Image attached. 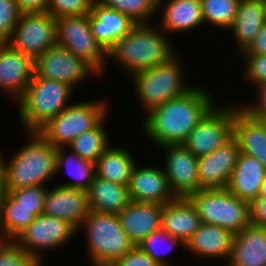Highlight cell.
Listing matches in <instances>:
<instances>
[{
    "label": "cell",
    "mask_w": 266,
    "mask_h": 266,
    "mask_svg": "<svg viewBox=\"0 0 266 266\" xmlns=\"http://www.w3.org/2000/svg\"><path fill=\"white\" fill-rule=\"evenodd\" d=\"M86 193L90 211L119 214L131 202L128 186L97 176Z\"/></svg>",
    "instance_id": "484cf974"
},
{
    "label": "cell",
    "mask_w": 266,
    "mask_h": 266,
    "mask_svg": "<svg viewBox=\"0 0 266 266\" xmlns=\"http://www.w3.org/2000/svg\"><path fill=\"white\" fill-rule=\"evenodd\" d=\"M21 14L17 0H0V42L12 36Z\"/></svg>",
    "instance_id": "f35d334b"
},
{
    "label": "cell",
    "mask_w": 266,
    "mask_h": 266,
    "mask_svg": "<svg viewBox=\"0 0 266 266\" xmlns=\"http://www.w3.org/2000/svg\"><path fill=\"white\" fill-rule=\"evenodd\" d=\"M104 119L93 129L75 138L68 148L84 160L96 163L109 147V136L105 130Z\"/></svg>",
    "instance_id": "1f68e13d"
},
{
    "label": "cell",
    "mask_w": 266,
    "mask_h": 266,
    "mask_svg": "<svg viewBox=\"0 0 266 266\" xmlns=\"http://www.w3.org/2000/svg\"><path fill=\"white\" fill-rule=\"evenodd\" d=\"M243 55H259L266 54V23L255 36V39L242 52Z\"/></svg>",
    "instance_id": "7bdbcfd3"
},
{
    "label": "cell",
    "mask_w": 266,
    "mask_h": 266,
    "mask_svg": "<svg viewBox=\"0 0 266 266\" xmlns=\"http://www.w3.org/2000/svg\"><path fill=\"white\" fill-rule=\"evenodd\" d=\"M234 106L214 107L183 143L196 157L207 155L233 138Z\"/></svg>",
    "instance_id": "8fae6325"
},
{
    "label": "cell",
    "mask_w": 266,
    "mask_h": 266,
    "mask_svg": "<svg viewBox=\"0 0 266 266\" xmlns=\"http://www.w3.org/2000/svg\"><path fill=\"white\" fill-rule=\"evenodd\" d=\"M89 23L94 38L106 52L136 25L127 15L95 1L91 5Z\"/></svg>",
    "instance_id": "d6986e66"
},
{
    "label": "cell",
    "mask_w": 266,
    "mask_h": 266,
    "mask_svg": "<svg viewBox=\"0 0 266 266\" xmlns=\"http://www.w3.org/2000/svg\"><path fill=\"white\" fill-rule=\"evenodd\" d=\"M233 138L240 153L254 157L266 169V127L259 118L248 115L241 107H234Z\"/></svg>",
    "instance_id": "44dd1931"
},
{
    "label": "cell",
    "mask_w": 266,
    "mask_h": 266,
    "mask_svg": "<svg viewBox=\"0 0 266 266\" xmlns=\"http://www.w3.org/2000/svg\"><path fill=\"white\" fill-rule=\"evenodd\" d=\"M228 266H266V228L250 224L235 234Z\"/></svg>",
    "instance_id": "cb8c5ba5"
},
{
    "label": "cell",
    "mask_w": 266,
    "mask_h": 266,
    "mask_svg": "<svg viewBox=\"0 0 266 266\" xmlns=\"http://www.w3.org/2000/svg\"><path fill=\"white\" fill-rule=\"evenodd\" d=\"M72 91L67 83L33 74L24 94L17 99L21 124L28 132L38 131L69 106Z\"/></svg>",
    "instance_id": "277c9868"
},
{
    "label": "cell",
    "mask_w": 266,
    "mask_h": 266,
    "mask_svg": "<svg viewBox=\"0 0 266 266\" xmlns=\"http://www.w3.org/2000/svg\"><path fill=\"white\" fill-rule=\"evenodd\" d=\"M264 9H265V16H266V0H264Z\"/></svg>",
    "instance_id": "681fc988"
},
{
    "label": "cell",
    "mask_w": 266,
    "mask_h": 266,
    "mask_svg": "<svg viewBox=\"0 0 266 266\" xmlns=\"http://www.w3.org/2000/svg\"><path fill=\"white\" fill-rule=\"evenodd\" d=\"M78 231L69 222L39 214L13 241L37 262H42L38 249H53L68 242Z\"/></svg>",
    "instance_id": "7c38bea8"
},
{
    "label": "cell",
    "mask_w": 266,
    "mask_h": 266,
    "mask_svg": "<svg viewBox=\"0 0 266 266\" xmlns=\"http://www.w3.org/2000/svg\"><path fill=\"white\" fill-rule=\"evenodd\" d=\"M201 223L217 225L237 234L250 223V205L226 188L201 189L187 197Z\"/></svg>",
    "instance_id": "8992f818"
},
{
    "label": "cell",
    "mask_w": 266,
    "mask_h": 266,
    "mask_svg": "<svg viewBox=\"0 0 266 266\" xmlns=\"http://www.w3.org/2000/svg\"><path fill=\"white\" fill-rule=\"evenodd\" d=\"M162 3L163 0H158V9L165 5L161 8L164 10L160 28L167 33L195 29L204 23L201 0H169L166 4Z\"/></svg>",
    "instance_id": "4316f807"
},
{
    "label": "cell",
    "mask_w": 266,
    "mask_h": 266,
    "mask_svg": "<svg viewBox=\"0 0 266 266\" xmlns=\"http://www.w3.org/2000/svg\"><path fill=\"white\" fill-rule=\"evenodd\" d=\"M105 106L102 101L69 105L38 132L56 148L66 147L82 133L95 128L105 118Z\"/></svg>",
    "instance_id": "ba28073f"
},
{
    "label": "cell",
    "mask_w": 266,
    "mask_h": 266,
    "mask_svg": "<svg viewBox=\"0 0 266 266\" xmlns=\"http://www.w3.org/2000/svg\"><path fill=\"white\" fill-rule=\"evenodd\" d=\"M239 155L238 143L232 138L215 151L198 157L200 190L226 188Z\"/></svg>",
    "instance_id": "9a60e30c"
},
{
    "label": "cell",
    "mask_w": 266,
    "mask_h": 266,
    "mask_svg": "<svg viewBox=\"0 0 266 266\" xmlns=\"http://www.w3.org/2000/svg\"><path fill=\"white\" fill-rule=\"evenodd\" d=\"M82 225L87 230L92 266H110L135 246L121 227L118 214L89 211Z\"/></svg>",
    "instance_id": "5b68a950"
},
{
    "label": "cell",
    "mask_w": 266,
    "mask_h": 266,
    "mask_svg": "<svg viewBox=\"0 0 266 266\" xmlns=\"http://www.w3.org/2000/svg\"><path fill=\"white\" fill-rule=\"evenodd\" d=\"M182 73V67L175 56L165 64L133 74L136 91L148 113L192 88L184 86Z\"/></svg>",
    "instance_id": "52a82bcc"
},
{
    "label": "cell",
    "mask_w": 266,
    "mask_h": 266,
    "mask_svg": "<svg viewBox=\"0 0 266 266\" xmlns=\"http://www.w3.org/2000/svg\"><path fill=\"white\" fill-rule=\"evenodd\" d=\"M258 90V103H254L255 105L246 106L241 108L248 115L253 117H259L261 114L266 113V83L256 85Z\"/></svg>",
    "instance_id": "ee69618b"
},
{
    "label": "cell",
    "mask_w": 266,
    "mask_h": 266,
    "mask_svg": "<svg viewBox=\"0 0 266 266\" xmlns=\"http://www.w3.org/2000/svg\"><path fill=\"white\" fill-rule=\"evenodd\" d=\"M29 133L33 140L18 150L8 163L4 162V189L45 186L44 182L57 173V148L38 131Z\"/></svg>",
    "instance_id": "3957f363"
},
{
    "label": "cell",
    "mask_w": 266,
    "mask_h": 266,
    "mask_svg": "<svg viewBox=\"0 0 266 266\" xmlns=\"http://www.w3.org/2000/svg\"><path fill=\"white\" fill-rule=\"evenodd\" d=\"M234 235L223 227L201 223L185 244L186 249L203 258L230 259Z\"/></svg>",
    "instance_id": "603a6c76"
},
{
    "label": "cell",
    "mask_w": 266,
    "mask_h": 266,
    "mask_svg": "<svg viewBox=\"0 0 266 266\" xmlns=\"http://www.w3.org/2000/svg\"><path fill=\"white\" fill-rule=\"evenodd\" d=\"M34 74L41 78L67 83L73 88L89 75H97L82 59L58 45L47 49L34 60Z\"/></svg>",
    "instance_id": "4fadbf2b"
},
{
    "label": "cell",
    "mask_w": 266,
    "mask_h": 266,
    "mask_svg": "<svg viewBox=\"0 0 266 266\" xmlns=\"http://www.w3.org/2000/svg\"><path fill=\"white\" fill-rule=\"evenodd\" d=\"M45 186H31L20 189H4L9 192L19 205L26 208H34V214L37 216L44 211V202L47 189Z\"/></svg>",
    "instance_id": "74e56055"
},
{
    "label": "cell",
    "mask_w": 266,
    "mask_h": 266,
    "mask_svg": "<svg viewBox=\"0 0 266 266\" xmlns=\"http://www.w3.org/2000/svg\"><path fill=\"white\" fill-rule=\"evenodd\" d=\"M49 0H17L22 13H46Z\"/></svg>",
    "instance_id": "f6af8a7d"
},
{
    "label": "cell",
    "mask_w": 266,
    "mask_h": 266,
    "mask_svg": "<svg viewBox=\"0 0 266 266\" xmlns=\"http://www.w3.org/2000/svg\"><path fill=\"white\" fill-rule=\"evenodd\" d=\"M214 105L208 91L192 86L182 96L170 99L147 113L142 127L155 144H183Z\"/></svg>",
    "instance_id": "6da1fadb"
},
{
    "label": "cell",
    "mask_w": 266,
    "mask_h": 266,
    "mask_svg": "<svg viewBox=\"0 0 266 266\" xmlns=\"http://www.w3.org/2000/svg\"><path fill=\"white\" fill-rule=\"evenodd\" d=\"M241 0H201L204 23L231 28Z\"/></svg>",
    "instance_id": "836d02e7"
},
{
    "label": "cell",
    "mask_w": 266,
    "mask_h": 266,
    "mask_svg": "<svg viewBox=\"0 0 266 266\" xmlns=\"http://www.w3.org/2000/svg\"><path fill=\"white\" fill-rule=\"evenodd\" d=\"M159 29L149 22L136 24L108 50L107 58L117 60L121 67L133 74L167 63L176 54L168 39L166 40V32Z\"/></svg>",
    "instance_id": "7a4b0ae2"
},
{
    "label": "cell",
    "mask_w": 266,
    "mask_h": 266,
    "mask_svg": "<svg viewBox=\"0 0 266 266\" xmlns=\"http://www.w3.org/2000/svg\"><path fill=\"white\" fill-rule=\"evenodd\" d=\"M56 19L49 13H22L6 41L33 60L57 45Z\"/></svg>",
    "instance_id": "30bf717a"
},
{
    "label": "cell",
    "mask_w": 266,
    "mask_h": 266,
    "mask_svg": "<svg viewBox=\"0 0 266 266\" xmlns=\"http://www.w3.org/2000/svg\"><path fill=\"white\" fill-rule=\"evenodd\" d=\"M94 0H49L46 13L55 19L68 16L89 15Z\"/></svg>",
    "instance_id": "d590c367"
},
{
    "label": "cell",
    "mask_w": 266,
    "mask_h": 266,
    "mask_svg": "<svg viewBox=\"0 0 266 266\" xmlns=\"http://www.w3.org/2000/svg\"><path fill=\"white\" fill-rule=\"evenodd\" d=\"M260 121L264 124V126L266 127V113L261 114L259 117Z\"/></svg>",
    "instance_id": "c3c4849f"
},
{
    "label": "cell",
    "mask_w": 266,
    "mask_h": 266,
    "mask_svg": "<svg viewBox=\"0 0 266 266\" xmlns=\"http://www.w3.org/2000/svg\"><path fill=\"white\" fill-rule=\"evenodd\" d=\"M135 165L128 150L110 146L95 163L96 176L128 186Z\"/></svg>",
    "instance_id": "f546056e"
},
{
    "label": "cell",
    "mask_w": 266,
    "mask_h": 266,
    "mask_svg": "<svg viewBox=\"0 0 266 266\" xmlns=\"http://www.w3.org/2000/svg\"><path fill=\"white\" fill-rule=\"evenodd\" d=\"M85 190L59 185L47 189L43 214L69 222L77 230L89 214Z\"/></svg>",
    "instance_id": "2e32d148"
},
{
    "label": "cell",
    "mask_w": 266,
    "mask_h": 266,
    "mask_svg": "<svg viewBox=\"0 0 266 266\" xmlns=\"http://www.w3.org/2000/svg\"><path fill=\"white\" fill-rule=\"evenodd\" d=\"M35 217L34 208L19 205V202L5 191L0 199V240H14Z\"/></svg>",
    "instance_id": "f1b7e54d"
},
{
    "label": "cell",
    "mask_w": 266,
    "mask_h": 266,
    "mask_svg": "<svg viewBox=\"0 0 266 266\" xmlns=\"http://www.w3.org/2000/svg\"><path fill=\"white\" fill-rule=\"evenodd\" d=\"M167 151L164 172L176 197H188L200 190L198 157L184 144L161 146Z\"/></svg>",
    "instance_id": "5bb4252c"
},
{
    "label": "cell",
    "mask_w": 266,
    "mask_h": 266,
    "mask_svg": "<svg viewBox=\"0 0 266 266\" xmlns=\"http://www.w3.org/2000/svg\"><path fill=\"white\" fill-rule=\"evenodd\" d=\"M127 15L136 24H147L148 19L158 10V0H94ZM149 17V18H148Z\"/></svg>",
    "instance_id": "d6a6232c"
},
{
    "label": "cell",
    "mask_w": 266,
    "mask_h": 266,
    "mask_svg": "<svg viewBox=\"0 0 266 266\" xmlns=\"http://www.w3.org/2000/svg\"><path fill=\"white\" fill-rule=\"evenodd\" d=\"M266 169L257 159L240 153L226 189L249 204L258 198Z\"/></svg>",
    "instance_id": "d4e9b609"
},
{
    "label": "cell",
    "mask_w": 266,
    "mask_h": 266,
    "mask_svg": "<svg viewBox=\"0 0 266 266\" xmlns=\"http://www.w3.org/2000/svg\"><path fill=\"white\" fill-rule=\"evenodd\" d=\"M5 191H0V199H1V196L4 194Z\"/></svg>",
    "instance_id": "f907efd6"
},
{
    "label": "cell",
    "mask_w": 266,
    "mask_h": 266,
    "mask_svg": "<svg viewBox=\"0 0 266 266\" xmlns=\"http://www.w3.org/2000/svg\"><path fill=\"white\" fill-rule=\"evenodd\" d=\"M163 241H166L169 244L168 246L166 245L168 248H165V250L164 248L160 249L161 243ZM178 244L185 247V244L180 239L172 237L163 229H159L155 232H152L138 246L161 265L170 266V264H168L169 262L167 260H164L165 258L162 257L163 253L169 252L174 246Z\"/></svg>",
    "instance_id": "e575fe53"
},
{
    "label": "cell",
    "mask_w": 266,
    "mask_h": 266,
    "mask_svg": "<svg viewBox=\"0 0 266 266\" xmlns=\"http://www.w3.org/2000/svg\"><path fill=\"white\" fill-rule=\"evenodd\" d=\"M2 156L0 155V191L4 190V162Z\"/></svg>",
    "instance_id": "bcb514c9"
},
{
    "label": "cell",
    "mask_w": 266,
    "mask_h": 266,
    "mask_svg": "<svg viewBox=\"0 0 266 266\" xmlns=\"http://www.w3.org/2000/svg\"><path fill=\"white\" fill-rule=\"evenodd\" d=\"M64 150L63 147L57 148L56 172L65 167L71 178L73 177L76 181L62 184V186L86 191L96 176L95 163L84 160L72 150L69 156Z\"/></svg>",
    "instance_id": "4dcf8cb0"
},
{
    "label": "cell",
    "mask_w": 266,
    "mask_h": 266,
    "mask_svg": "<svg viewBox=\"0 0 266 266\" xmlns=\"http://www.w3.org/2000/svg\"><path fill=\"white\" fill-rule=\"evenodd\" d=\"M56 31L58 46L82 59L97 73V76L103 72L107 52L92 34L89 15L56 19Z\"/></svg>",
    "instance_id": "9c48e42d"
},
{
    "label": "cell",
    "mask_w": 266,
    "mask_h": 266,
    "mask_svg": "<svg viewBox=\"0 0 266 266\" xmlns=\"http://www.w3.org/2000/svg\"><path fill=\"white\" fill-rule=\"evenodd\" d=\"M247 58V59H246ZM246 79H249L254 85L266 83V54L245 55Z\"/></svg>",
    "instance_id": "ab89813d"
},
{
    "label": "cell",
    "mask_w": 266,
    "mask_h": 266,
    "mask_svg": "<svg viewBox=\"0 0 266 266\" xmlns=\"http://www.w3.org/2000/svg\"><path fill=\"white\" fill-rule=\"evenodd\" d=\"M201 225L195 206L187 197H177L163 205L161 229L184 244Z\"/></svg>",
    "instance_id": "7402d4cb"
},
{
    "label": "cell",
    "mask_w": 266,
    "mask_h": 266,
    "mask_svg": "<svg viewBox=\"0 0 266 266\" xmlns=\"http://www.w3.org/2000/svg\"><path fill=\"white\" fill-rule=\"evenodd\" d=\"M258 198H266V176L260 186Z\"/></svg>",
    "instance_id": "7dc6e473"
},
{
    "label": "cell",
    "mask_w": 266,
    "mask_h": 266,
    "mask_svg": "<svg viewBox=\"0 0 266 266\" xmlns=\"http://www.w3.org/2000/svg\"><path fill=\"white\" fill-rule=\"evenodd\" d=\"M266 23L264 0H241L231 30L242 52Z\"/></svg>",
    "instance_id": "83f0119b"
},
{
    "label": "cell",
    "mask_w": 266,
    "mask_h": 266,
    "mask_svg": "<svg viewBox=\"0 0 266 266\" xmlns=\"http://www.w3.org/2000/svg\"><path fill=\"white\" fill-rule=\"evenodd\" d=\"M128 191L131 201L164 205L177 197L170 189L164 169L134 166Z\"/></svg>",
    "instance_id": "ac0fdd59"
},
{
    "label": "cell",
    "mask_w": 266,
    "mask_h": 266,
    "mask_svg": "<svg viewBox=\"0 0 266 266\" xmlns=\"http://www.w3.org/2000/svg\"><path fill=\"white\" fill-rule=\"evenodd\" d=\"M37 263L13 240H0V266H36Z\"/></svg>",
    "instance_id": "8d00e7d4"
},
{
    "label": "cell",
    "mask_w": 266,
    "mask_h": 266,
    "mask_svg": "<svg viewBox=\"0 0 266 266\" xmlns=\"http://www.w3.org/2000/svg\"><path fill=\"white\" fill-rule=\"evenodd\" d=\"M162 210L163 205L131 201L118 214L121 227L135 246L161 229Z\"/></svg>",
    "instance_id": "ffe728a7"
},
{
    "label": "cell",
    "mask_w": 266,
    "mask_h": 266,
    "mask_svg": "<svg viewBox=\"0 0 266 266\" xmlns=\"http://www.w3.org/2000/svg\"><path fill=\"white\" fill-rule=\"evenodd\" d=\"M249 205L251 225L266 228V198H257Z\"/></svg>",
    "instance_id": "b9f144b4"
},
{
    "label": "cell",
    "mask_w": 266,
    "mask_h": 266,
    "mask_svg": "<svg viewBox=\"0 0 266 266\" xmlns=\"http://www.w3.org/2000/svg\"><path fill=\"white\" fill-rule=\"evenodd\" d=\"M110 266H163L155 261L139 246H134L125 255L115 260Z\"/></svg>",
    "instance_id": "60d3db41"
},
{
    "label": "cell",
    "mask_w": 266,
    "mask_h": 266,
    "mask_svg": "<svg viewBox=\"0 0 266 266\" xmlns=\"http://www.w3.org/2000/svg\"><path fill=\"white\" fill-rule=\"evenodd\" d=\"M34 74V60L7 42H0V88L20 98Z\"/></svg>",
    "instance_id": "e0dca14e"
}]
</instances>
